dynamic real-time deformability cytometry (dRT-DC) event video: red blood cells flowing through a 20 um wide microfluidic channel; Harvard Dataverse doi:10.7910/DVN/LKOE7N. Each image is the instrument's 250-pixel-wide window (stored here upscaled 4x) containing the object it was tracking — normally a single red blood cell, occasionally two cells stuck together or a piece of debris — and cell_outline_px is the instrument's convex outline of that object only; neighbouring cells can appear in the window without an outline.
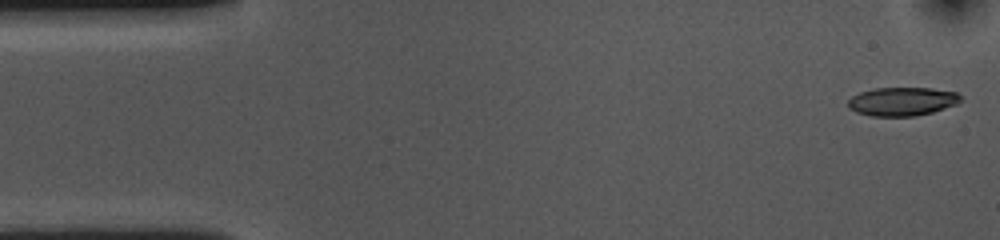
{"species": "common noctule bat (a hibernating species)", "species_latin": "Nyctalus noctula", "temperature_condition": "cold", "stored_images_in_passage": 53, "camera_frame_rate_fps": 3000, "um_per_image_px": 0.085, "animal": {"sex": "female", "body_mass_g": 10.0, "forearm_length_mm": 53.1}, "frame": {"image": 1, "passage_image": 1, "time_ms": 0.0, "image_size_px": [1000, 240], "cell_outline_px": [[960, 100], [956, 104], [932, 112], [916, 116], [872, 116], [856, 112], [848, 108], [848, 100], [852, 96], [860, 92], [876, 88], [932, 88], [956, 92], [960, 96]], "centroid_in_image_um": [76.66, 8.62], "position_along_channel_um": 8.3, "area_um2": 18.67}}
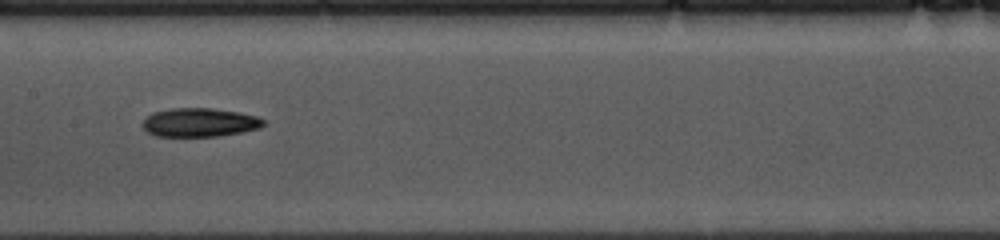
{"frame": {"image": 2, "passage_image": 25, "time_ms": 8.0, "image_size_px": [1000, 240], "cell_outline_px": [[264, 124], [260, 128], [244, 132], [220, 136], [156, 136], [148, 132], [144, 128], [144, 120], [152, 112], [172, 108], [212, 108], [240, 112], [256, 116], [264, 120]], "centroid_in_image_um": [17.0, 10.4], "position_along_channel_um": 190.4, "area_um2": 20.23}}
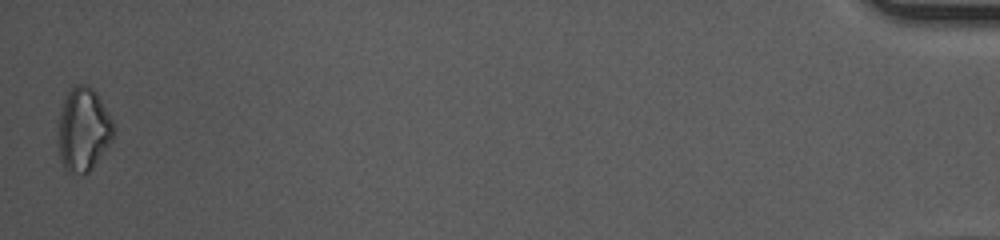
{"frame": {"image": 3, "passage_image": 53, "time_ms": 17.333, "image_size_px": [1000, 240], "cell_outline_px": [[116, 128], [112, 140], [92, 168], [84, 176], [68, 172], [64, 168], [60, 160], [60, 112], [64, 96], [76, 84], [88, 84], [96, 92], [112, 120]], "centroid_in_image_um": [7.11, 11.02], "position_along_channel_um": 428.1, "area_um2": 26.82}, "authors_computed_cell_mechanics": {"area_um2": 19.9988, "velocity_mm_per_s": 3.6141, "shape_relaxation_time_tau1_ms": 4.0823, "shape_relaxation_time_tau2_ms": null, "deformation_change_tau1": 0.1302, "deformation_change_tau2": null}}